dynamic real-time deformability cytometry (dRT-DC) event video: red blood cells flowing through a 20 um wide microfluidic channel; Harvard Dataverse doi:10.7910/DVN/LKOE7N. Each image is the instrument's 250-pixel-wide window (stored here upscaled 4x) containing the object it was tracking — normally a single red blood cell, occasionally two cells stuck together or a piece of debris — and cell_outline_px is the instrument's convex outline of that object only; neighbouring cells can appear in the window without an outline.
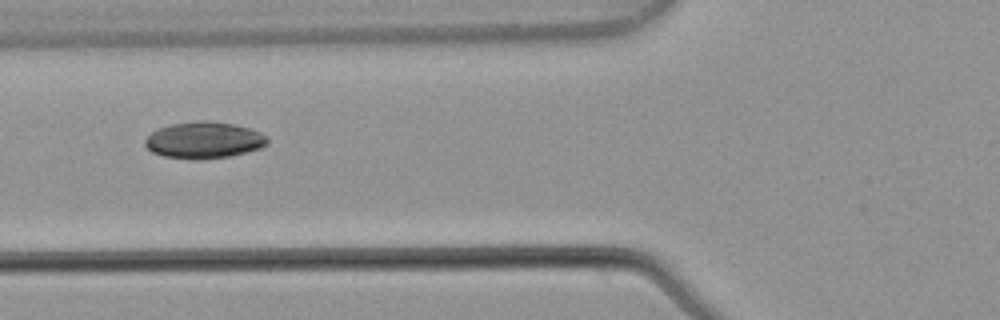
{"species": "common noctule bat (a hibernating species)", "species_latin": "Nyctalus noctula", "temperature_condition": "warm", "stored_images_in_passage": 5, "camera_frame_rate_fps": 3000, "um_per_image_px": 0.085, "animal": {"sex": "male", "body_mass_g": 21.5, "forearm_length_mm": 52.0}, "frame": {"image": 1, "passage_image": 4, "time_ms": 1.0, "image_size_px": [1000, 320], "cell_outline_px": [[268, 144], [260, 148], [232, 156], [200, 160], [192, 160], [164, 156], [152, 152], [144, 144], [144, 140], [156, 128], [168, 124], [200, 120], [204, 120], [236, 124], [260, 132], [268, 136]], "centroid_in_image_um": [17.33, 11.91], "position_along_channel_um": 108.5, "area_um2": 26.47}}
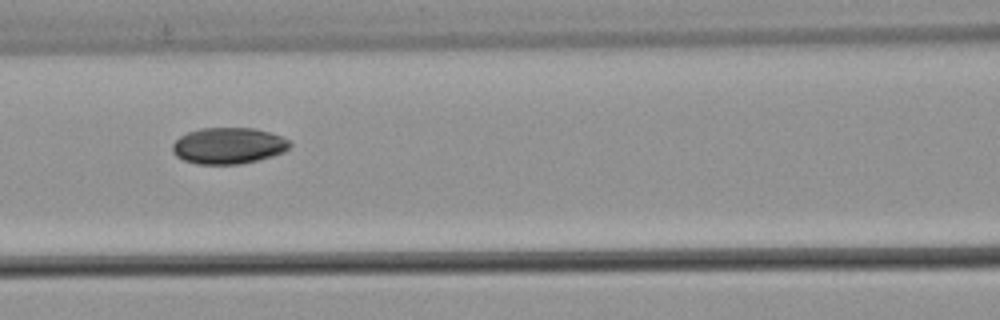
{"frame": {"image": 2, "passage_image": 5, "time_ms": 1.333, "image_size_px": [1000, 320], "cell_outline_px": [[292, 144], [284, 152], [272, 156], [240, 164], [196, 164], [184, 160], [176, 156], [172, 152], [172, 144], [180, 136], [188, 132], [200, 128], [256, 128], [280, 136], [288, 140]], "centroid_in_image_um": [19.39, 12.38], "position_along_channel_um": 147.2, "area_um2": 24.8}}